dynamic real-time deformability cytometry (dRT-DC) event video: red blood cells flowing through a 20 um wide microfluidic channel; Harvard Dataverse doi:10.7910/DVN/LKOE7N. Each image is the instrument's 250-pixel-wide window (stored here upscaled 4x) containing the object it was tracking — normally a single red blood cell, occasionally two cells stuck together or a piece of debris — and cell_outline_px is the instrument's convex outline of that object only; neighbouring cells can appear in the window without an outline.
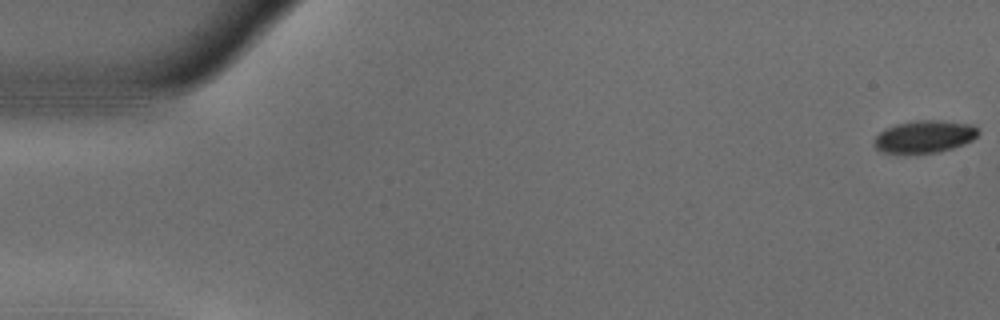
{"species": "common noctule bat (a hibernating species)", "species_latin": "Nyctalus noctula", "temperature_condition": "warm", "stored_images_in_passage": 55, "camera_frame_rate_fps": 3000, "um_per_image_px": 0.085, "animal": {"sex": "male", "body_mass_g": 18.8}, "frame": {"image": 1, "passage_image": 1, "time_ms": 0.0, "image_size_px": [1000, 320], "cell_outline_px": [[980, 132], [972, 140], [964, 144], [952, 148], [936, 152], [884, 152], [876, 148], [872, 144], [876, 136], [884, 128], [896, 124], [912, 120], [940, 120], [972, 124]], "centroid_in_image_um": [78.58, 11.58], "position_along_channel_um": 6.4, "area_um2": 19.48}}
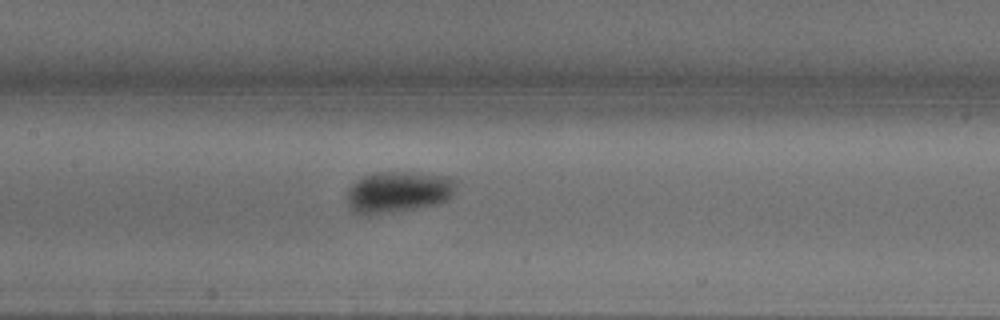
{"frame": {"image": 2, "passage_image": 26, "time_ms": 8.333, "image_size_px": [1000, 320], "cell_outline_px": [[460, 180], [452, 196], [448, 200], [436, 204], [392, 212], [368, 216], [356, 212], [348, 204], [348, 188], [356, 180], [364, 176], [376, 172], [408, 172], [448, 176]], "centroid_in_image_um": [33.9, 16.3], "position_along_channel_um": 173.5, "area_um2": 26.41}}
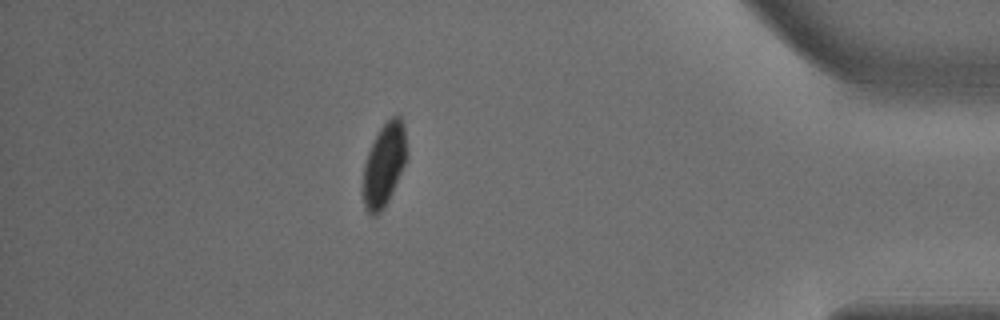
{"frame": {"image": 3, "passage_image": 48, "time_ms": 15.667, "image_size_px": [1000, 320], "cell_outline_px": [[408, 156], [392, 192], [384, 208], [376, 216], [372, 216], [364, 208], [364, 164], [368, 152], [380, 128], [392, 116], [400, 116], [404, 124]], "centroid_in_image_um": [32.67, 14.0], "position_along_channel_um": 402.5, "area_um2": 20.92}, "authors_computed_cell_mechanics": {"area_um2": 22.542, "velocity_mm_per_s": 3.7176, "shape_relaxation_time_tau1_ms": 6.8942, "shape_relaxation_time_tau2_ms": null, "deformation_change_tau1": 0.1598, "deformation_change_tau2": null}}